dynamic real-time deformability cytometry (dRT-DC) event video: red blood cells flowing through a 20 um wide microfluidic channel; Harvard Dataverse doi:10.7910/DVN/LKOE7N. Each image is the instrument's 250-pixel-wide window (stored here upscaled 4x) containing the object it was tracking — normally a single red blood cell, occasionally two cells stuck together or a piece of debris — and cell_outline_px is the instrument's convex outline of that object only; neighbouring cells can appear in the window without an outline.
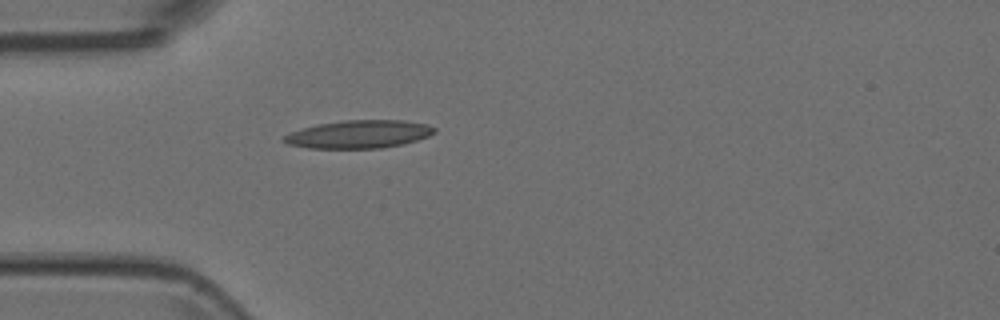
{"species": "Egyptian fruit bat (a non-hibernating species)", "species_latin": "Rousettus aegyptiacus", "temperature_condition": "room temperature", "stored_images_in_passage": 5, "camera_frame_rate_fps": 3000, "um_per_image_px": 0.085, "animal": {"sex": "female"}, "frame": {"image": 1, "passage_image": 5, "time_ms": 1.333, "image_size_px": [1000, 320], "cell_outline_px": [[436, 132], [428, 136], [404, 144], [380, 148], [308, 148], [288, 144], [280, 140], [284, 136], [300, 128], [320, 124], [344, 120], [404, 120], [428, 124], [436, 128]], "centroid_in_image_um": [30.52, 11.41], "position_along_channel_um": 54.5, "area_um2": 24.57}}